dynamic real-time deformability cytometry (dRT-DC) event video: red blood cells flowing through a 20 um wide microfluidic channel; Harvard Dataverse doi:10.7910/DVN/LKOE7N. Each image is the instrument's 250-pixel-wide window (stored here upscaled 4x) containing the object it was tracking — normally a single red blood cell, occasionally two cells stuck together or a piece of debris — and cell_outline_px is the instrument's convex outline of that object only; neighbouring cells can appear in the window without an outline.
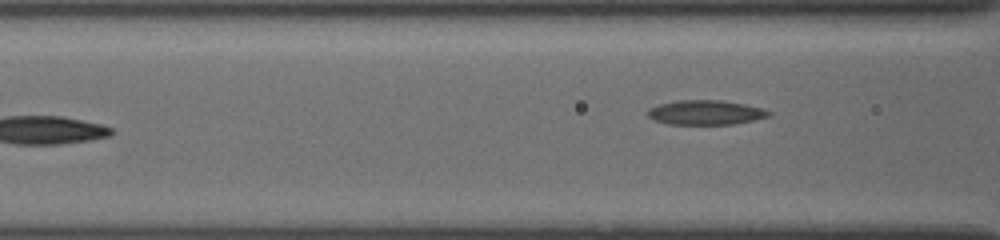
{"species": "common noctule bat (a hibernating species)", "species_latin": "Nyctalus noctula", "temperature_condition": "cold", "stored_images_in_passage": 21, "camera_frame_rate_fps": 3000, "um_per_image_px": 0.085, "animal": {"sex": "female", "body_mass_g": 19.5, "forearm_length_mm": 54.1}, "frame": {"image": 1, "passage_image": 21, "time_ms": 9.333, "image_size_px": [1000, 240], "cell_outline_px": [[772, 112], [768, 116], [752, 120], [732, 124], [668, 124], [652, 120], [644, 112], [648, 108], [660, 104], [676, 100], [720, 100], [744, 104], [764, 108]], "centroid_in_image_um": [59.91, 9.56], "position_along_channel_um": 106.7, "area_um2": 17.4}}